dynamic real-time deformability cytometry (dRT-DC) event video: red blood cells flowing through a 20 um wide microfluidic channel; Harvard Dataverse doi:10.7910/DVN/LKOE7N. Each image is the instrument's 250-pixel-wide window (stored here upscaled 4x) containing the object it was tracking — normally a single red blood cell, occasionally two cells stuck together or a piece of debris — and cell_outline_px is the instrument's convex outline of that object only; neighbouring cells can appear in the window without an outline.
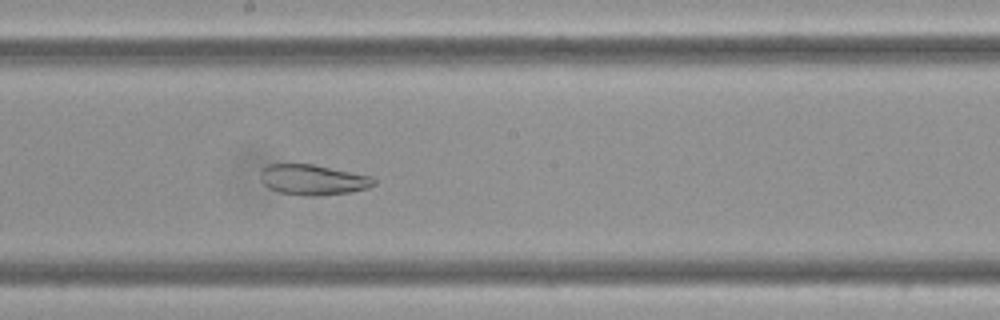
{"species": "Egyptian fruit bat (a non-hibernating species)", "species_latin": "Rousettus aegyptiacus", "temperature_condition": "cold", "stored_images_in_passage": 7, "camera_frame_rate_fps": 3000, "um_per_image_px": 0.085, "frame": {"image": 1, "passage_image": 7, "time_ms": 2.0, "image_size_px": [1000, 320], "cell_outline_px": [[376, 184], [368, 188], [348, 192], [316, 196], [304, 196], [280, 192], [268, 188], [264, 184], [260, 172], [268, 164], [312, 164], [372, 176], [376, 180]], "centroid_in_image_um": [26.62, 15.28], "position_along_channel_um": 221.6, "area_um2": 20.0}}